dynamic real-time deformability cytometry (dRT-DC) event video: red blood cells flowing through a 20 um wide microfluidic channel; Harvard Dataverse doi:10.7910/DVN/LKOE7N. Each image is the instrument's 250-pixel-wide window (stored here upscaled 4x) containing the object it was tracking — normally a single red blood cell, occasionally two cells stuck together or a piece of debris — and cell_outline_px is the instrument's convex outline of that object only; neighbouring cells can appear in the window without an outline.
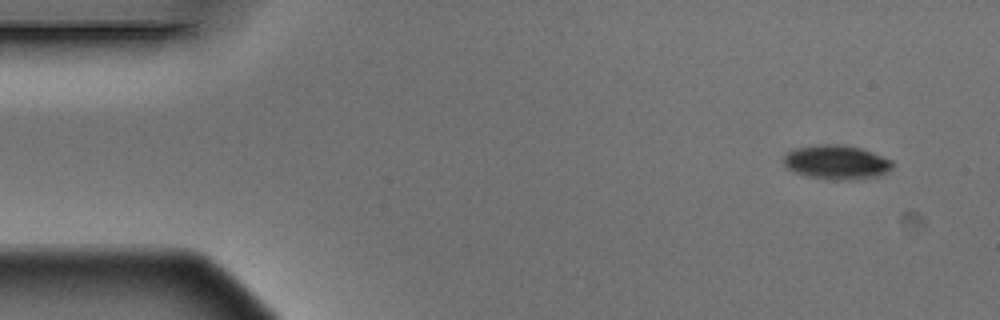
{"species": "Egyptian fruit bat (a non-hibernating species)", "species_latin": "Rousettus aegyptiacus", "temperature_condition": "warm", "stored_images_in_passage": 6, "camera_frame_rate_fps": 3000, "um_per_image_px": 0.085, "animal": {"sex": "male"}, "frame": {"image": 1, "passage_image": 1, "time_ms": 0.0, "image_size_px": [1000, 320], "cell_outline_px": [[892, 168], [888, 172], [880, 176], [848, 180], [836, 180], [804, 176], [788, 168], [784, 164], [784, 156], [792, 148], [812, 144], [840, 144], [860, 148], [872, 152], [892, 160]], "centroid_in_image_um": [71.09, 13.78], "position_along_channel_um": 13.9, "area_um2": 21.91}}
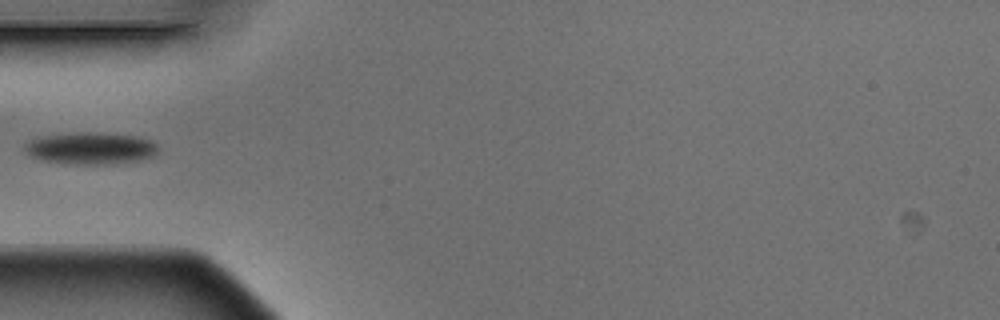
{"frame": {"image": 2, "passage_image": 5, "time_ms": 1.333, "image_size_px": [1000, 320], "cell_outline_px": [[160, 148], [156, 156], [140, 160], [116, 164], [68, 164], [40, 160], [28, 156], [24, 152], [24, 144], [28, 140], [36, 136], [84, 132], [92, 132], [136, 136], [152, 140]], "centroid_in_image_um": [7.68, 12.61], "position_along_channel_um": 77.3, "area_um2": 25.49}}
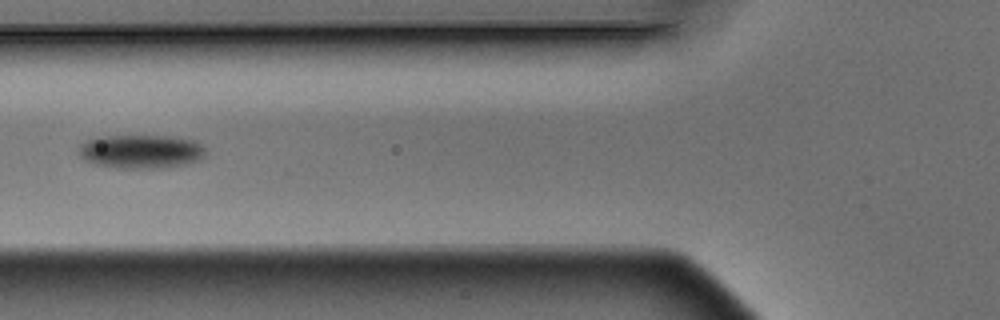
{"frame": {"image": 3, "passage_image": 6, "time_ms": 1.667, "image_size_px": [1000, 320], "cell_outline_px": [[204, 156], [196, 160], [184, 164], [168, 168], [116, 168], [96, 164], [84, 160], [76, 152], [80, 144], [88, 140], [100, 136], [172, 136], [196, 140], [204, 148]], "centroid_in_image_um": [11.95, 12.88], "position_along_channel_um": 113.9, "area_um2": 25.09}}